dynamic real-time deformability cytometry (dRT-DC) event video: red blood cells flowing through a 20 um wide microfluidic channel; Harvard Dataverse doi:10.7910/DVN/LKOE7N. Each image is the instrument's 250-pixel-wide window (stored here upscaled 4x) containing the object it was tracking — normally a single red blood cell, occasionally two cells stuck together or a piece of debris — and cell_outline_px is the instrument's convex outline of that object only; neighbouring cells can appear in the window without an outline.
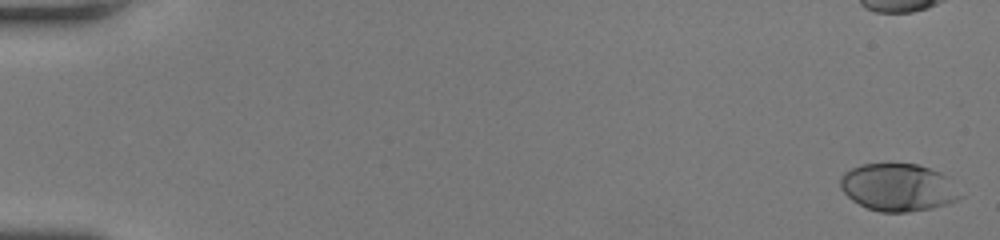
{"species": "human", "species_latin": "Homo sapiens", "temperature_condition": "room temperature", "stored_images_in_passage": 11, "camera_frame_rate_fps": 3000, "um_per_image_px": 0.085, "donor": {"sex": "female"}, "frame": {"image": 1, "passage_image": 2, "time_ms": 0.333, "image_size_px": [1000, 240], "cell_outline_px": [[964, 196], [956, 200], [932, 208], [908, 212], [880, 212], [868, 208], [852, 200], [840, 188], [840, 176], [844, 172], [852, 168], [864, 164], [916, 164], [940, 172]], "centroid_in_image_um": [76.31, 15.93], "position_along_channel_um": 8.7, "area_um2": 32.83}}